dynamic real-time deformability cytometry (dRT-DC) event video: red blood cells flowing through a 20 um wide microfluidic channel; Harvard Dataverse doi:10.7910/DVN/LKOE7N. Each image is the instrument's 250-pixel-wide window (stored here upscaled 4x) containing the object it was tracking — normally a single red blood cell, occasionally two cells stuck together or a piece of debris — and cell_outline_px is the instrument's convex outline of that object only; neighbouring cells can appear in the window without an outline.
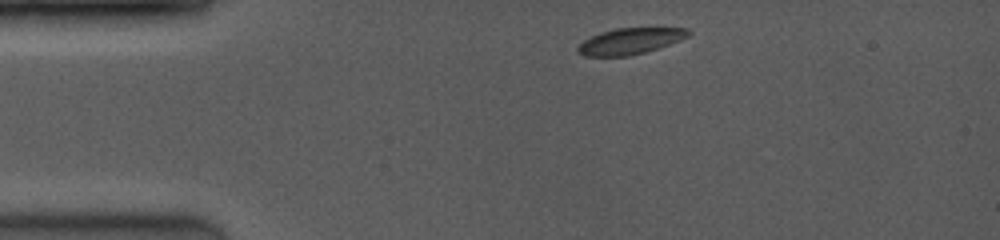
{"species": "common noctule bat (a hibernating species)", "species_latin": "Nyctalus noctula", "temperature_condition": "room temperature", "stored_images_in_passage": 24, "camera_frame_rate_fps": 4000, "um_per_image_px": 0.085, "animal": {"sex": "female", "body_mass_g": 19.0, "forearm_length_mm": 53.3}, "frame": {"image": 1, "passage_image": 1, "time_ms": 0.0, "image_size_px": [1000, 240], "cell_outline_px": [[692, 32], [688, 36], [680, 40], [644, 52], [628, 56], [584, 56], [576, 52], [576, 48], [584, 40], [600, 32], [616, 28], [688, 28]], "centroid_in_image_um": [53.53, 3.49], "position_along_channel_um": 31.5, "area_um2": 16.7}}
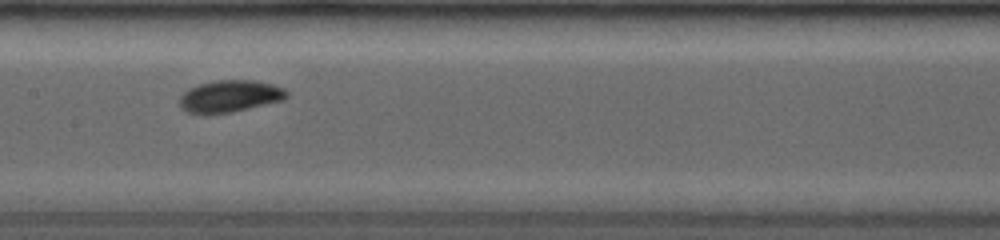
{"frame": {"image": 2, "passage_image": 11, "time_ms": 5.0, "image_size_px": [1000, 240], "cell_outline_px": [[288, 96], [284, 100], [232, 112], [204, 116], [188, 112], [180, 108], [180, 96], [184, 92], [200, 84], [220, 80], [244, 80], [272, 84], [284, 88], [288, 92]], "centroid_in_image_um": [19.52, 8.22], "position_along_channel_um": 187.9, "area_um2": 20.0}}
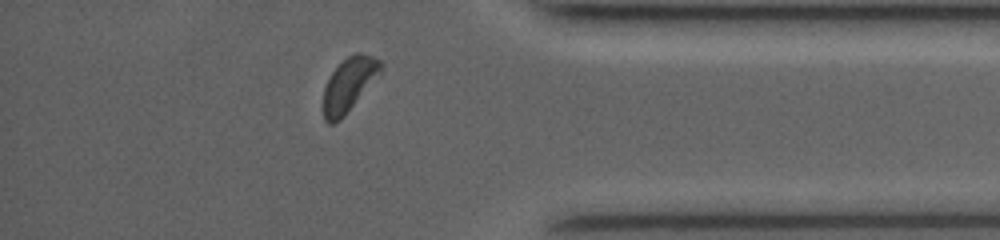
{"frame": {"image": 3, "passage_image": 22, "time_ms": 10.5, "image_size_px": [1000, 240], "cell_outline_px": [[384, 68], [344, 116], [340, 120], [332, 124], [328, 124], [324, 120], [324, 88], [332, 72], [348, 56], [356, 52], [360, 52], [372, 56], [380, 60], [384, 64]], "centroid_in_image_um": [29.67, 7.18], "position_along_channel_um": 405.5, "area_um2": 17.69}, "authors_computed_cell_mechanics": {"area_um2": 18.2937, "velocity_mm_per_s": 4.1097, "shape_relaxation_time_tau1_ms": 2.315, "shape_relaxation_time_tau2_ms": 11.1917, "deformation_change_tau1": 0.1218, "deformation_change_tau2": 0.1599}}